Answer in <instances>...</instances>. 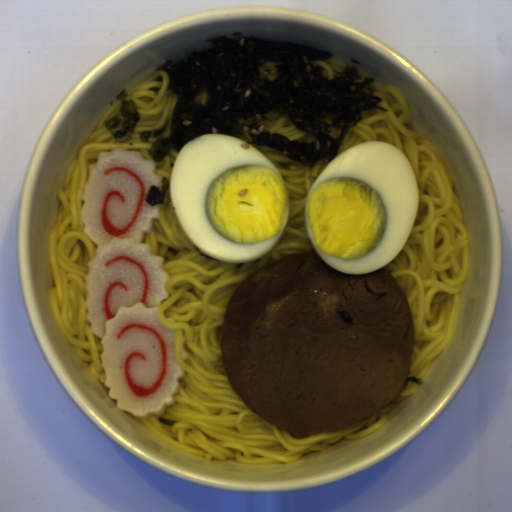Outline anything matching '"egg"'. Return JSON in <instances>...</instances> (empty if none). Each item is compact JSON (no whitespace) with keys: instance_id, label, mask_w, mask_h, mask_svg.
Wrapping results in <instances>:
<instances>
[{"instance_id":"egg-1","label":"egg","mask_w":512,"mask_h":512,"mask_svg":"<svg viewBox=\"0 0 512 512\" xmlns=\"http://www.w3.org/2000/svg\"><path fill=\"white\" fill-rule=\"evenodd\" d=\"M171 204L196 247L229 263L269 253L286 228L289 189L256 146L223 133H203L179 150L169 175Z\"/></svg>"},{"instance_id":"egg-2","label":"egg","mask_w":512,"mask_h":512,"mask_svg":"<svg viewBox=\"0 0 512 512\" xmlns=\"http://www.w3.org/2000/svg\"><path fill=\"white\" fill-rule=\"evenodd\" d=\"M420 200L409 157L384 140L363 141L344 149L315 178L304 227L327 264L358 276L384 267L402 251Z\"/></svg>"}]
</instances>
